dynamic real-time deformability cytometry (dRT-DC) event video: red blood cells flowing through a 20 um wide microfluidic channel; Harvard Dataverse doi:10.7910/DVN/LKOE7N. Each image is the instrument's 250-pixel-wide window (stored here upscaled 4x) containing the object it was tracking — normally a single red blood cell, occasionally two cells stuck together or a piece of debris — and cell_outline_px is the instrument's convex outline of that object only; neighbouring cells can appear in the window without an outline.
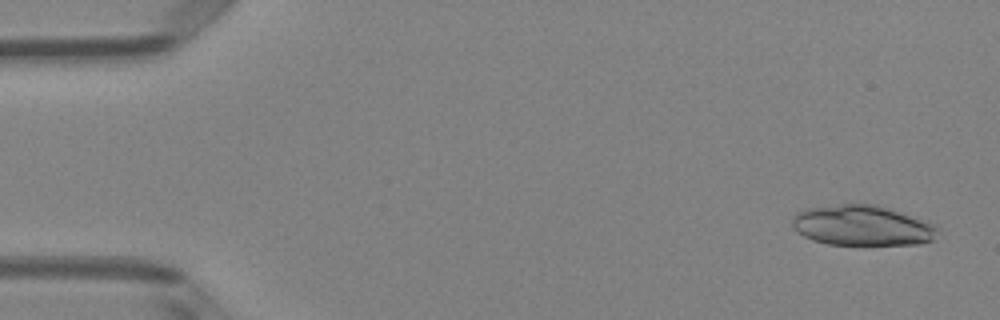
{"species": "Egyptian fruit bat (a non-hibernating species)", "species_latin": "Rousettus aegyptiacus", "temperature_condition": "room temperature", "stored_images_in_passage": 50, "segment_of_instrument_passage": [1, 2], "camera_frame_rate_fps": 3000, "um_per_image_px": 0.085, "animal": {"sex": "female"}, "frame": {"image": 1, "passage_image": 3, "time_ms": 0.667, "image_size_px": [1000, 320], "cell_outline_px": [[940, 228], [936, 240], [920, 244], [828, 244], [812, 240], [804, 236], [792, 224], [792, 216], [796, 212], [804, 208], [840, 204], [876, 204], [888, 208], [932, 224]], "centroid_in_image_um": [73.29, 19.17], "position_along_channel_um": 11.7, "area_um2": 34.04}}
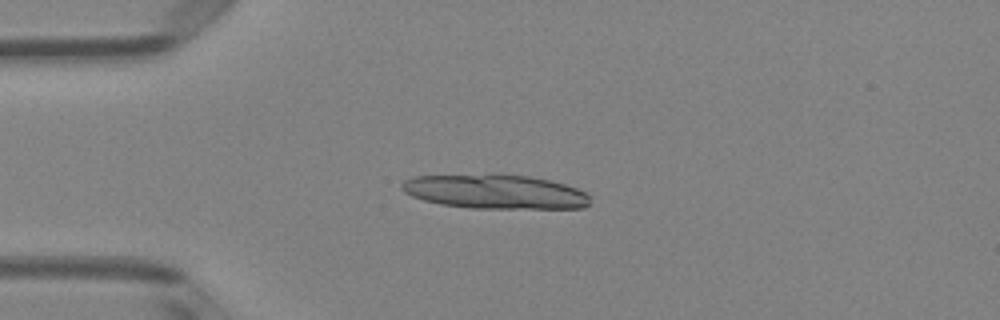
{"frame": {"image": 2, "passage_image": 13, "time_ms": 4.0, "image_size_px": [1000, 320], "cell_outline_px": [[592, 196], [588, 204], [584, 208], [468, 208], [440, 204], [424, 200], [412, 196], [404, 192], [400, 188], [400, 184], [404, 180], [412, 176], [496, 172], [500, 172], [528, 176], [548, 180], [564, 184], [576, 188]], "centroid_in_image_um": [42.03, 16.26], "position_along_channel_um": 43.0, "area_um2": 38.55}}